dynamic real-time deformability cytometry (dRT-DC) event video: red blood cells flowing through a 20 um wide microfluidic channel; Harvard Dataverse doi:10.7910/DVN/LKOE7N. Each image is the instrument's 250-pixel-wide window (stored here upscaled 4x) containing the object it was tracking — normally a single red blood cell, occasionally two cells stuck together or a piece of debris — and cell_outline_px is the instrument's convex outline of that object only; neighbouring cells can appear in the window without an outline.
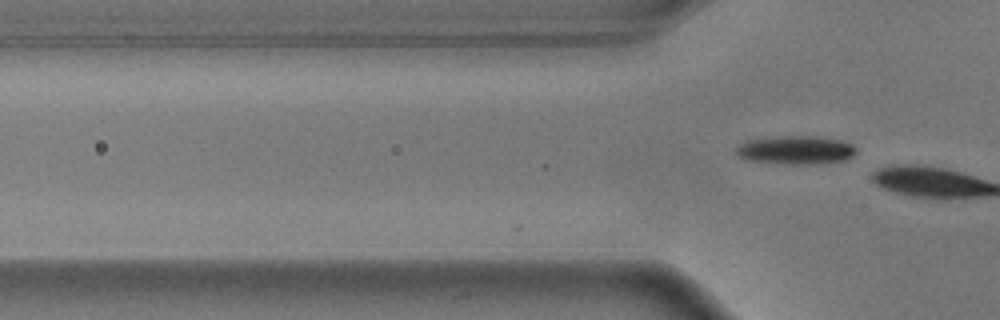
{"species": "common noctule bat (a hibernating species)", "species_latin": "Nyctalus noctula", "temperature_condition": "warm", "stored_images_in_passage": 14, "camera_frame_rate_fps": 3000, "um_per_image_px": 0.085, "animal": {"sex": "male", "body_mass_g": 17.9}, "frame": {"image": 1, "passage_image": 14, "time_ms": 4.333, "image_size_px": [1000, 320], "cell_outline_px": [[856, 152], [848, 160], [820, 164], [780, 164], [744, 160], [736, 156], [736, 148], [740, 144], [748, 140], [784, 136], [812, 136], [840, 140], [852, 144], [856, 148]], "centroid_in_image_um": [67.63, 12.78], "position_along_channel_um": 58.2, "area_um2": 20.17}}